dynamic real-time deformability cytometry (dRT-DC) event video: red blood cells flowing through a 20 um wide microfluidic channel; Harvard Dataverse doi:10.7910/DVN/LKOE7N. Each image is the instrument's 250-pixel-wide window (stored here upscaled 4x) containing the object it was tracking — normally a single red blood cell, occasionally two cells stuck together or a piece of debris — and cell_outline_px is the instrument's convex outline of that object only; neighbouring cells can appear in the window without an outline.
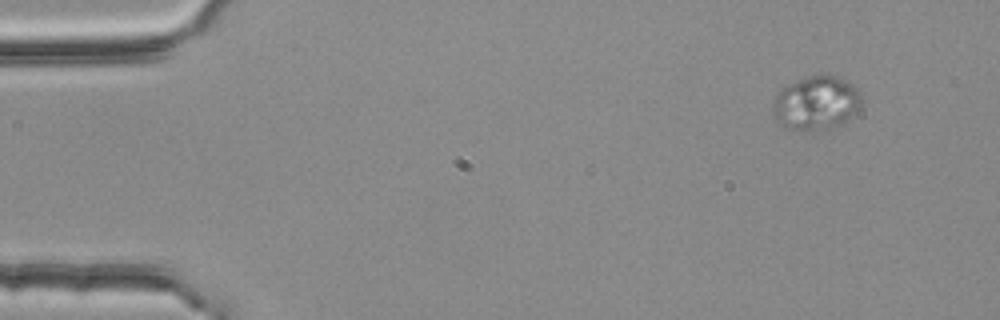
{"species": "common noctule bat (a hibernating species)", "species_latin": "Nyctalus noctula", "temperature_condition": "room temperature", "stored_images_in_passage": 4, "camera_frame_rate_fps": 3000, "um_per_image_px": 0.085, "animal": {"sex": "female", "body_mass_g": 25.1}, "frame": {"image": 1, "passage_image": 1, "time_ms": 0.0, "image_size_px": [1000, 320], "cell_outline_px": [[860, 104], [844, 124], [816, 132], [804, 132], [784, 128], [772, 116], [772, 100], [776, 92], [788, 84], [816, 72], [828, 72], [840, 76], [848, 80], [860, 92]], "centroid_in_image_um": [69.32, 8.74], "position_along_channel_um": 15.7, "area_um2": 29.07}}
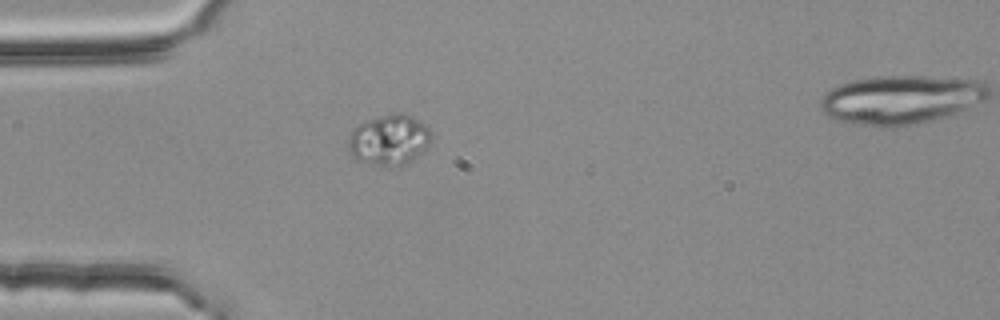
{"frame": {"image": 2, "passage_image": 3, "time_ms": 0.667, "image_size_px": [1000, 320], "cell_outline_px": [[432, 140], [428, 148], [412, 160], [392, 168], [368, 164], [356, 160], [352, 156], [348, 148], [348, 136], [360, 124], [368, 120], [388, 112], [404, 112], [412, 116], [424, 124], [432, 132]], "centroid_in_image_um": [33.1, 11.89], "position_along_channel_um": 51.9, "area_um2": 25.03}}